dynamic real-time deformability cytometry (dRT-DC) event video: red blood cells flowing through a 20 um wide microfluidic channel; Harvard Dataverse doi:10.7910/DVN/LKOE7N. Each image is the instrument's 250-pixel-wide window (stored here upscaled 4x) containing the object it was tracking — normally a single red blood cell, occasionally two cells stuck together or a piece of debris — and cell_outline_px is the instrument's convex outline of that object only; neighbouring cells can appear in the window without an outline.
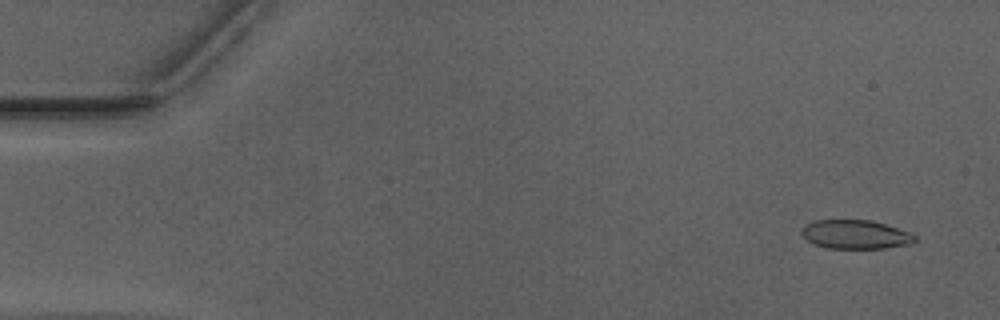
{"species": "Egyptian fruit bat (a non-hibernating species)", "species_latin": "Rousettus aegyptiacus", "temperature_condition": "warm", "stored_images_in_passage": 8, "camera_frame_rate_fps": 3000, "um_per_image_px": 0.085, "animal": {"sex": "male"}, "frame": {"image": 1, "passage_image": 1, "time_ms": 0.0, "image_size_px": [1000, 320], "cell_outline_px": [[916, 240], [912, 244], [884, 248], [828, 248], [812, 244], [800, 232], [800, 228], [804, 224], [816, 220], [872, 220], [912, 232], [916, 236]], "centroid_in_image_um": [72.72, 19.92], "position_along_channel_um": 12.3, "area_um2": 19.31}}